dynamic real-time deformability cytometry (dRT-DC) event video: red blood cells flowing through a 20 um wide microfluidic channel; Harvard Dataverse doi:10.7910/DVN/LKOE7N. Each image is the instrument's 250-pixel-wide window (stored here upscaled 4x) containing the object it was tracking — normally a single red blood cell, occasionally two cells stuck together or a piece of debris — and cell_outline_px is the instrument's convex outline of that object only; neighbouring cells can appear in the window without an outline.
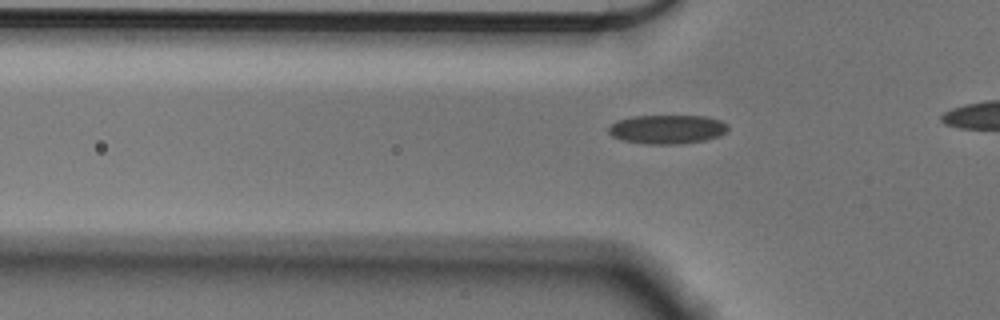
{"species": "Egyptian fruit bat (a non-hibernating species)", "species_latin": "Rousettus aegyptiacus", "temperature_condition": "cold", "stored_images_in_passage": 23, "camera_frame_rate_fps": 3000, "um_per_image_px": 0.085, "animal": {"sex": "male"}, "frame": {"image": 1, "passage_image": 13, "time_ms": 4.0, "image_size_px": [1000, 320], "cell_outline_px": [[728, 128], [720, 136], [704, 140], [680, 144], [648, 144], [624, 140], [612, 136], [608, 132], [608, 128], [616, 120], [632, 116], [704, 116], [720, 120], [728, 124]], "centroid_in_image_um": [56.71, 10.98], "position_along_channel_um": 69.1, "area_um2": 20.11}}
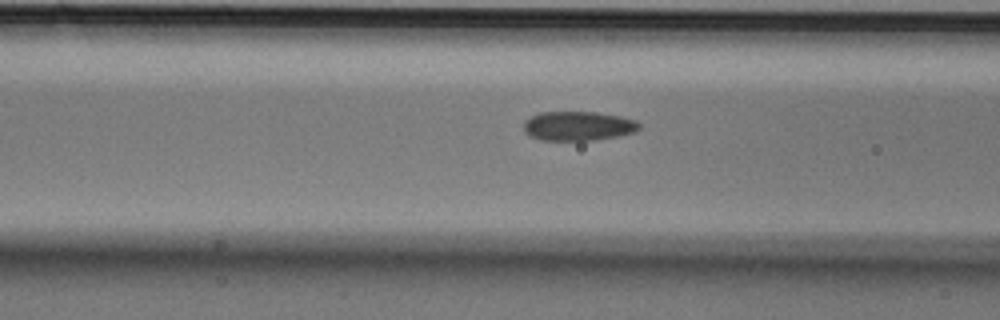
{"frame": {"image": 2, "passage_image": 17, "time_ms": 5.333, "image_size_px": [1000, 320], "cell_outline_px": [[640, 128], [636, 132], [620, 136], [596, 140], [540, 140], [528, 136], [524, 132], [524, 120], [540, 112], [596, 112], [620, 116], [636, 120], [640, 124]], "centroid_in_image_um": [49.15, 10.71], "position_along_channel_um": 117.5, "area_um2": 20.0}}
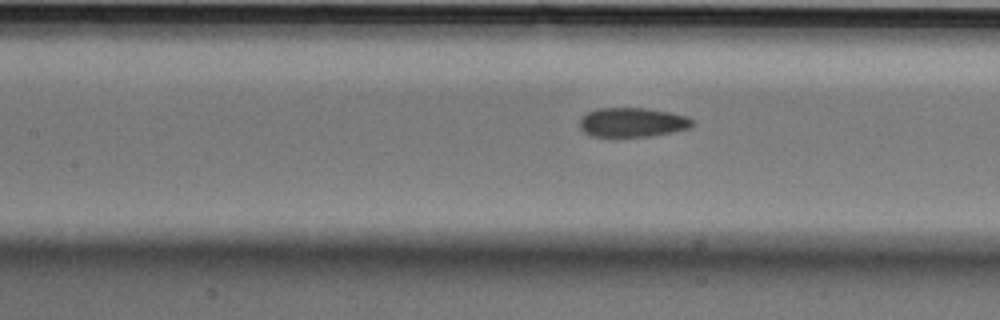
{"frame": {"image": 3, "passage_image": 20, "time_ms": 6.333, "image_size_px": [1000, 320], "cell_outline_px": [[692, 124], [688, 128], [672, 132], [652, 136], [612, 140], [592, 136], [584, 132], [580, 128], [580, 116], [596, 108], [644, 108], [672, 112], [684, 116], [692, 120]], "centroid_in_image_um": [53.66, 10.44], "position_along_channel_um": 153.7, "area_um2": 20.0}}